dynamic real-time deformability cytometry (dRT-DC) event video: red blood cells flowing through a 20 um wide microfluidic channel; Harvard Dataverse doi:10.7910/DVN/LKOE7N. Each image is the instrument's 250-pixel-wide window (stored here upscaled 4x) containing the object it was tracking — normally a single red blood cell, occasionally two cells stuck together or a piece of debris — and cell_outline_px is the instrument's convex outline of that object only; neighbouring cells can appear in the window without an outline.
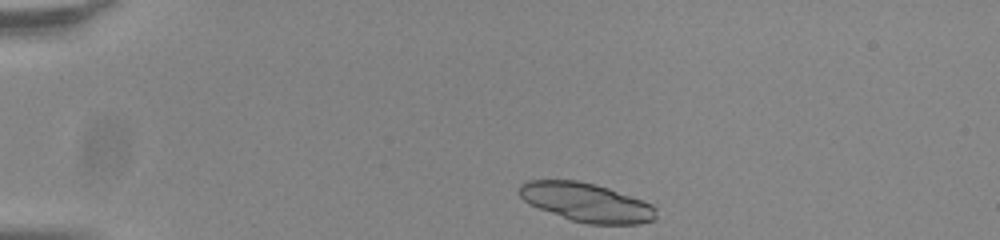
{"species": "common noctule bat (a hibernating species)", "species_latin": "Nyctalus noctula", "temperature_condition": "room temperature", "stored_images_in_passage": 43, "camera_frame_rate_fps": 3000, "um_per_image_px": 0.085, "animal": {"sex": "male", "body_mass_g": 20.0, "forearm_length_mm": 53.3}, "frame": {"image": 1, "passage_image": 1, "time_ms": 0.0, "image_size_px": [1000, 240], "cell_outline_px": [[656, 216], [652, 220], [640, 224], [588, 224], [572, 220], [528, 204], [520, 196], [520, 184], [528, 180], [576, 180], [596, 184], [608, 188], [652, 204], [656, 208]], "centroid_in_image_um": [49.84, 17.2], "position_along_channel_um": 35.2, "area_um2": 30.69}, "authors_computed_cell_mechanics": {"area_um2": 19.074, "velocity_mm_per_s": 3.7946, "shape_relaxation_time_tau1_ms": 0.2161, "shape_relaxation_time_tau2_ms": null, "deformation_change_tau1": 0.2248, "deformation_change_tau2": null}}